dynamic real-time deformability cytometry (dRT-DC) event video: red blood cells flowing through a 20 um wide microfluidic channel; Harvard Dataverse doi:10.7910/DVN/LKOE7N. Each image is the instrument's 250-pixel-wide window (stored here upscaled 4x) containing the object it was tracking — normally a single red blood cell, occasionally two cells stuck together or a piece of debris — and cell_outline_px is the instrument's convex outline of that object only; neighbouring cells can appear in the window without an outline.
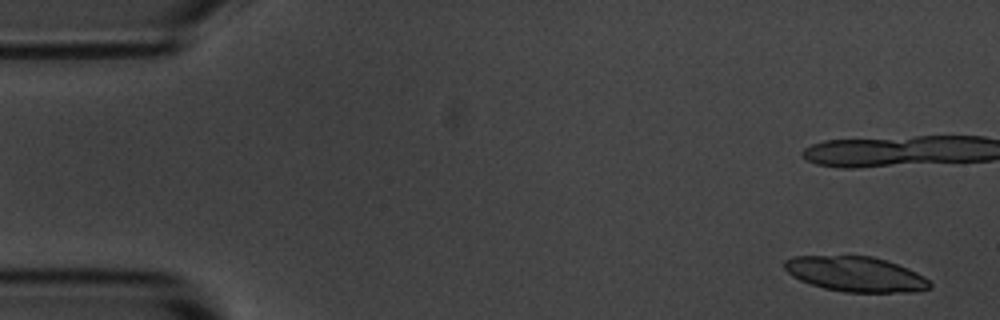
{"species": "common noctule bat (a hibernating species)", "species_latin": "Nyctalus noctula", "temperature_condition": "room temperature", "stored_images_in_passage": 7, "camera_frame_rate_fps": 3000, "um_per_image_px": 0.085, "animal": {"sex": "male", "body_mass_g": 20.1, "forearm_length_mm": 53.5}, "frame": {"image": 1, "passage_image": 1, "time_ms": 0.0, "image_size_px": [1000, 320], "cell_outline_px": [[932, 288], [916, 292], [844, 292], [824, 288], [800, 280], [792, 276], [784, 268], [784, 260], [792, 256], [872, 256], [908, 268], [924, 276], [932, 284]], "centroid_in_image_um": [72.74, 23.3], "position_along_channel_um": 12.3, "area_um2": 29.71}}